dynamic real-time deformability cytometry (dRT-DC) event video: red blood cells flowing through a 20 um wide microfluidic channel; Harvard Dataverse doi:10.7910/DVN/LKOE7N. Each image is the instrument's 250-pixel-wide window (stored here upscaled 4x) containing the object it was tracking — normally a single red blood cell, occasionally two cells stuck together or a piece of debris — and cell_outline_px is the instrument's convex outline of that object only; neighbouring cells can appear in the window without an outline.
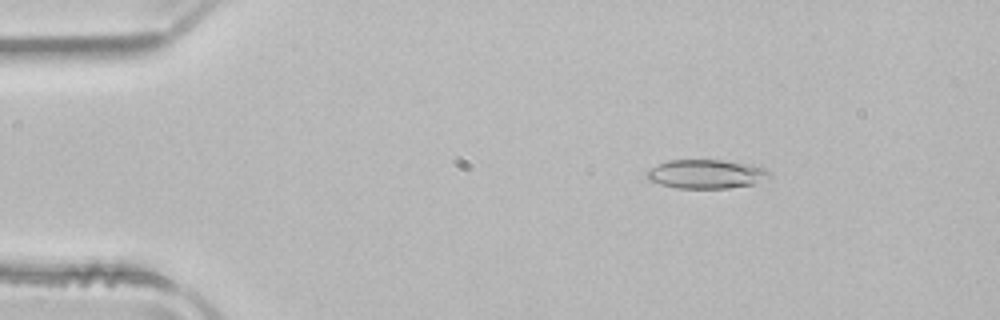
{"species": "common noctule bat (a hibernating species)", "species_latin": "Nyctalus noctula", "temperature_condition": "room temperature", "stored_images_in_passage": 23, "camera_frame_rate_fps": 3000, "um_per_image_px": 0.085, "animal": {"sex": "male", "body_mass_g": 21.5, "forearm_length_mm": 52.0}, "frame": {"image": 1, "passage_image": 5, "time_ms": 1.333, "image_size_px": [1000, 320], "cell_outline_px": [[772, 176], [752, 184], [724, 188], [676, 188], [660, 184], [648, 180], [644, 176], [644, 172], [656, 164], [668, 160], [724, 160], [752, 164], [764, 168]], "centroid_in_image_um": [59.95, 14.78], "position_along_channel_um": 25.0, "area_um2": 20.81}}
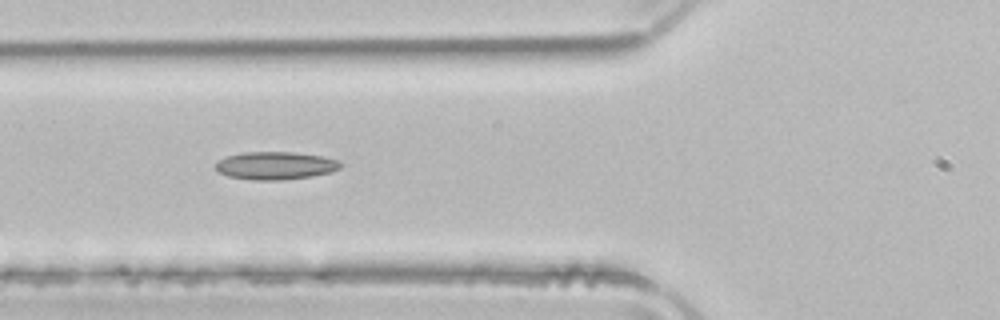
{"frame": {"image": 2, "passage_image": 16, "time_ms": 5.0, "image_size_px": [1000, 320], "cell_outline_px": [[344, 164], [340, 168], [328, 172], [312, 176], [280, 180], [252, 180], [228, 176], [220, 172], [216, 168], [216, 164], [224, 156], [244, 152], [292, 152], [320, 156], [340, 160]], "centroid_in_image_um": [23.42, 14.07], "position_along_channel_um": 102.4, "area_um2": 20.17}}
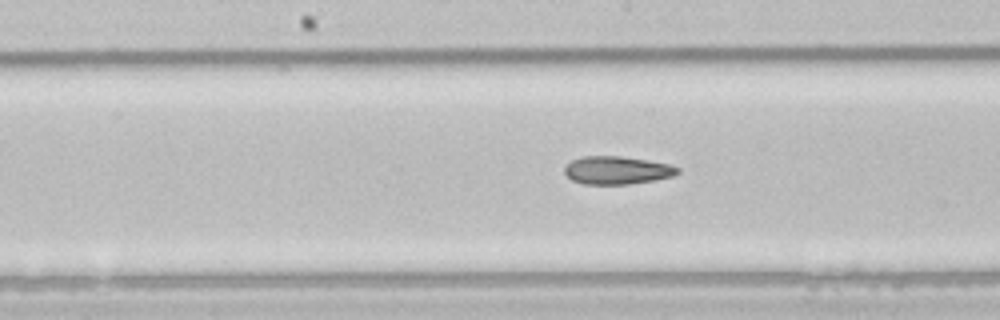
{"frame": {"image": 3, "passage_image": 23, "time_ms": 7.333, "image_size_px": [1000, 320], "cell_outline_px": [[680, 172], [672, 176], [652, 180], [628, 184], [584, 184], [572, 180], [564, 172], [564, 168], [572, 160], [580, 156], [620, 156], [668, 164], [680, 168]], "centroid_in_image_um": [52.41, 14.47], "position_along_channel_um": 195.8, "area_um2": 18.21}}